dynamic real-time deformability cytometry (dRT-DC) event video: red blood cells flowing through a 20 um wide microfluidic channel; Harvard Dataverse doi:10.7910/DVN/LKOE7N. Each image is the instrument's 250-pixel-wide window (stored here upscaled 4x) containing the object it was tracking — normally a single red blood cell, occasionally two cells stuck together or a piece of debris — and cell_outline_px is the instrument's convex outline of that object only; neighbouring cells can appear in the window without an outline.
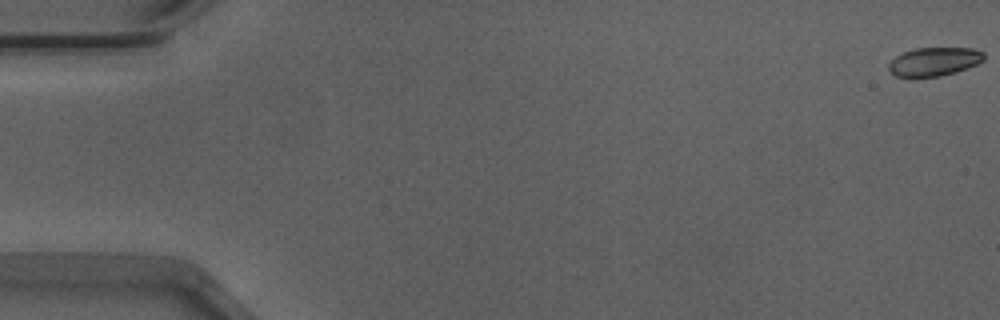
{"species": "Egyptian fruit bat (a non-hibernating species)", "species_latin": "Rousettus aegyptiacus", "temperature_condition": "warm", "stored_images_in_passage": 54, "camera_frame_rate_fps": 3000, "um_per_image_px": 0.085, "animal": {"sex": "male"}, "frame": {"image": 1, "passage_image": 1, "time_ms": 0.0, "image_size_px": [1000, 320], "cell_outline_px": [[984, 60], [976, 64], [940, 76], [896, 76], [888, 72], [888, 64], [896, 56], [904, 52], [916, 48], [972, 48], [984, 52]], "centroid_in_image_um": [79.38, 5.22], "position_along_channel_um": 5.6, "area_um2": 15.55}}
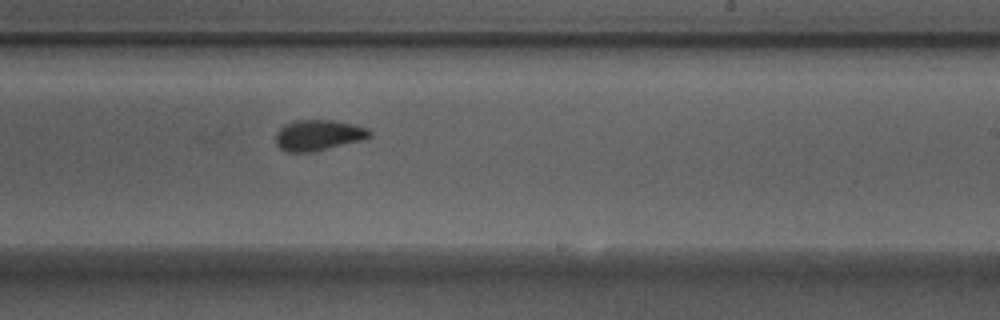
{"frame": {"image": 2, "passage_image": 33, "time_ms": 10.667, "image_size_px": [1000, 320], "cell_outline_px": [[372, 136], [360, 140], [308, 152], [288, 152], [280, 148], [276, 144], [276, 132], [284, 124], [296, 120], [332, 120], [352, 124], [368, 128], [372, 132]], "centroid_in_image_um": [27.03, 11.47], "position_along_channel_um": 262.0, "area_um2": 16.53}}
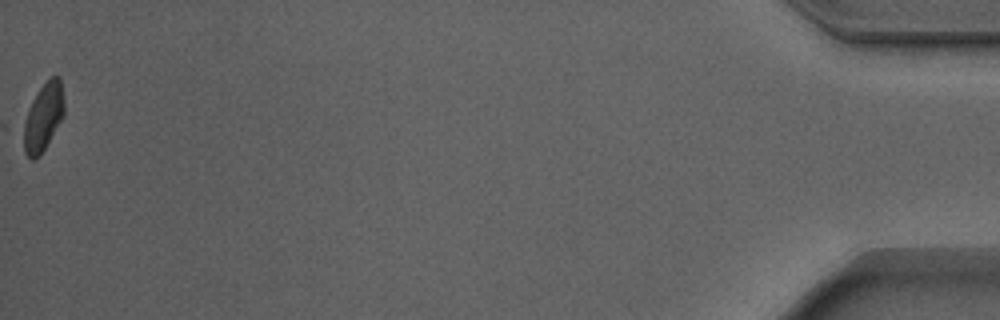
{"frame": {"image": 3, "passage_image": 54, "time_ms": 17.667, "image_size_px": [1000, 320], "cell_outline_px": [[64, 116], [40, 156], [32, 160], [24, 152], [20, 124], [32, 100], [40, 88], [52, 76], [60, 76], [64, 100]], "centroid_in_image_um": [3.63, 9.99], "position_along_channel_um": 431.6, "area_um2": 16.53}, "authors_computed_cell_mechanics": {"area_um2": 17.0221, "velocity_mm_per_s": 3.8993, "shape_relaxation_time_tau1_ms": 3.8223, "shape_relaxation_time_tau2_ms": 0.9481, "deformation_change_tau1": 0.1119, "deformation_change_tau2": 0.0486}}